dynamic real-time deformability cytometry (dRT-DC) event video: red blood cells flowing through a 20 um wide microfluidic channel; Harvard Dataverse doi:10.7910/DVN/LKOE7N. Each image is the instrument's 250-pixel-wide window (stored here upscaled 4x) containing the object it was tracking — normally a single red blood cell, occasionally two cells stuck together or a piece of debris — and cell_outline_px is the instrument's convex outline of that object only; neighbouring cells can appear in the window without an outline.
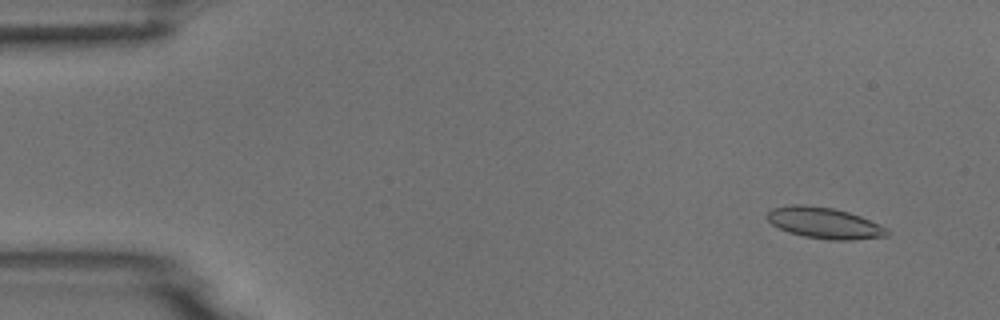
{"species": "common noctule bat (a hibernating species)", "species_latin": "Nyctalus noctula", "temperature_condition": "room temperature", "stored_images_in_passage": 4, "camera_frame_rate_fps": 3000, "um_per_image_px": 0.085, "animal": {"sex": "male", "body_mass_g": 18.8}, "frame": {"image": 1, "passage_image": 1, "time_ms": 0.0, "image_size_px": [1000, 320], "cell_outline_px": [[892, 232], [888, 236], [856, 240], [828, 240], [804, 236], [788, 232], [772, 224], [768, 220], [768, 212], [772, 208], [792, 204], [804, 204], [832, 208], [848, 212], [860, 216], [888, 228]], "centroid_in_image_um": [70.12, 18.96], "position_along_channel_um": 14.9, "area_um2": 21.85}}
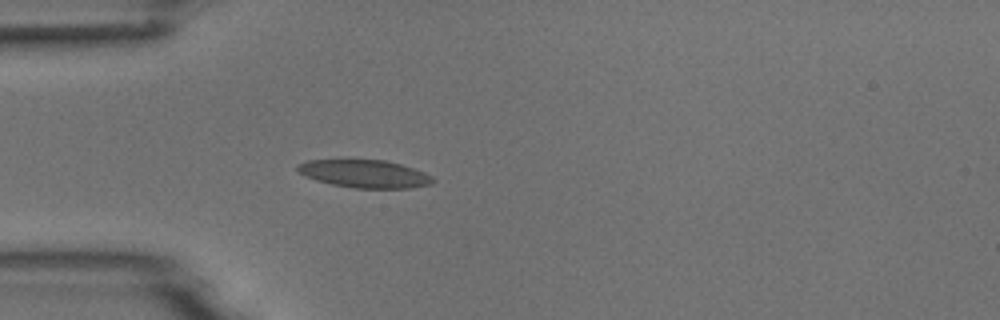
{"frame": {"image": 2, "passage_image": 4, "time_ms": 3.667, "image_size_px": [1000, 320], "cell_outline_px": [[436, 180], [432, 184], [408, 188], [356, 188], [332, 184], [316, 180], [304, 176], [296, 168], [296, 164], [308, 160], [384, 160], [400, 164], [424, 172], [432, 176]], "centroid_in_image_um": [30.99, 14.77], "position_along_channel_um": 54.0, "area_um2": 21.85}}